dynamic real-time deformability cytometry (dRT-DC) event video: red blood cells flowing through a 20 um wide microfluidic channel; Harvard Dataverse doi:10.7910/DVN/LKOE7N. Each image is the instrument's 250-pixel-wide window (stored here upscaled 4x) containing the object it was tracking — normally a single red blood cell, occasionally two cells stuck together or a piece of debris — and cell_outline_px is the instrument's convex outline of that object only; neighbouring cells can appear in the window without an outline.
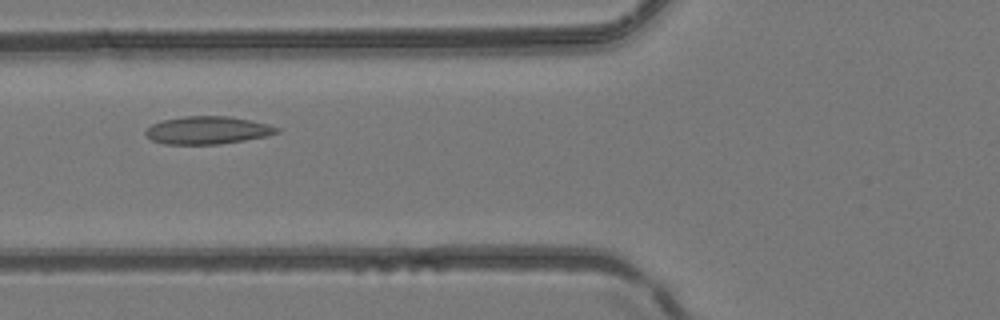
{"species": "common noctule bat (a hibernating species)", "species_latin": "Nyctalus noctula", "temperature_condition": "room temperature", "stored_images_in_passage": 4, "camera_frame_rate_fps": 3000, "um_per_image_px": 0.085, "animal": {"sex": "female", "body_mass_g": 24.6, "forearm_length_mm": 56.2}, "frame": {"image": 1, "passage_image": 4, "time_ms": 1.0, "image_size_px": [1000, 320], "cell_outline_px": [[280, 132], [268, 136], [220, 144], [164, 144], [152, 140], [144, 132], [152, 124], [164, 120], [184, 116], [228, 116], [252, 120], [268, 124], [280, 128]], "centroid_in_image_um": [17.68, 11.07], "position_along_channel_um": 108.1, "area_um2": 21.21}}